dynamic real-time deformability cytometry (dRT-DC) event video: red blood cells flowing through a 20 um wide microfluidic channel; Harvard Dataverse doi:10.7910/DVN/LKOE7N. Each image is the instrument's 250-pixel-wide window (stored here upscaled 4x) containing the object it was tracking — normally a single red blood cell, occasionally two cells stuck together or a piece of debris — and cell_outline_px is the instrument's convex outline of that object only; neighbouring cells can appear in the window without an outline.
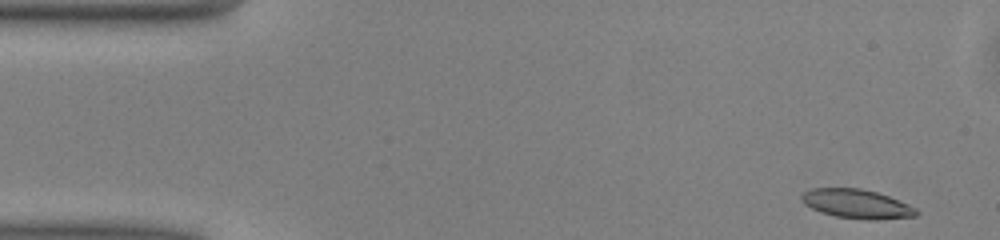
{"species": "common noctule bat (a hibernating species)", "species_latin": "Nyctalus noctula", "temperature_condition": "warm", "stored_images_in_passage": 48, "camera_frame_rate_fps": 3000, "um_per_image_px": 0.085, "animal": {"sex": "male", "body_mass_g": 13.0, "forearm_length_mm": 53.1}, "frame": {"image": 1, "passage_image": 1, "time_ms": 0.0, "image_size_px": [1000, 240], "cell_outline_px": [[920, 212], [916, 216], [876, 220], [864, 220], [836, 216], [820, 212], [804, 204], [800, 200], [800, 196], [804, 192], [812, 188], [860, 188], [876, 192], [888, 196], [908, 204], [916, 208]], "centroid_in_image_um": [72.82, 17.33], "position_along_channel_um": 12.2, "area_um2": 19.54}}
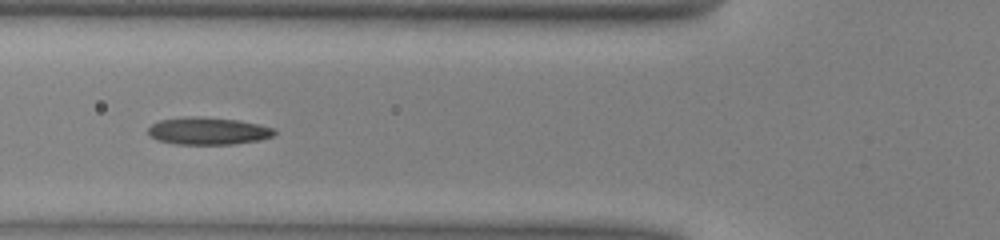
{"frame": {"image": 2, "passage_image": 16, "time_ms": 5.0, "image_size_px": [1000, 240], "cell_outline_px": [[276, 132], [272, 136], [260, 140], [232, 144], [176, 144], [156, 140], [148, 132], [148, 128], [152, 124], [160, 120], [184, 116], [196, 116], [236, 120], [276, 128]], "centroid_in_image_um": [17.67, 11.13], "position_along_channel_um": 108.1, "area_um2": 20.06}}
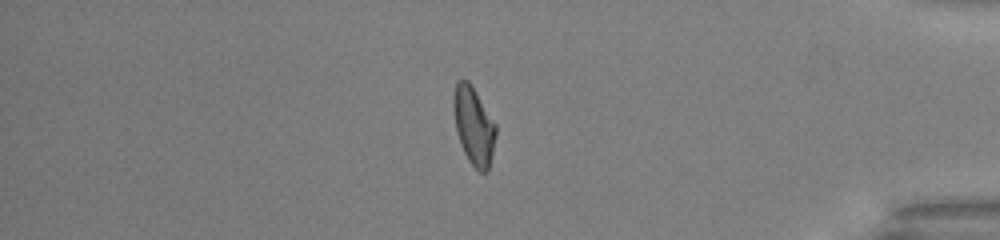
{"frame": {"image": 3, "passage_image": 40, "time_ms": 13.0, "image_size_px": [1000, 240], "cell_outline_px": [[496, 136], [488, 172], [480, 172], [468, 160], [460, 144], [456, 132], [452, 104], [452, 96], [456, 84], [460, 80], [468, 80], [496, 124]], "centroid_in_image_um": [40.25, 10.7], "position_along_channel_um": 395.0, "area_um2": 19.19}, "authors_computed_cell_mechanics": {"area_um2": 19.6809, "velocity_mm_per_s": 4.07, "shape_relaxation_time_tau1_ms": 10.732, "shape_relaxation_time_tau2_ms": 2.2776, "deformation_change_tau1": 0.2545, "deformation_change_tau2": 0.0929}}